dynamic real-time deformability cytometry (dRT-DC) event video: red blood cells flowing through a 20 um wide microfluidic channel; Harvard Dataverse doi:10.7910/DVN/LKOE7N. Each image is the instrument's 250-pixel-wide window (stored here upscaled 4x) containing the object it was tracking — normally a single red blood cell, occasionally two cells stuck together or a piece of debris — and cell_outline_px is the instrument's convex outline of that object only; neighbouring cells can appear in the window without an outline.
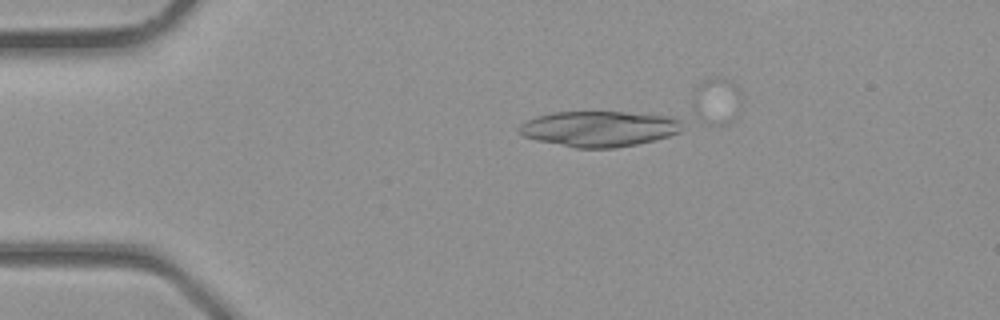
{"species": "common noctule bat (a hibernating species)", "species_latin": "Nyctalus noctula", "temperature_condition": "room temperature", "stored_images_in_passage": 7, "camera_frame_rate_fps": 3000, "um_per_image_px": 0.085, "animal": {"sex": "male", "body_mass_g": 23.1, "forearm_length_mm": 52.7}, "frame": {"image": 1, "passage_image": 3, "time_ms": 0.667, "image_size_px": [1000, 320], "cell_outline_px": [[680, 132], [668, 136], [636, 144], [616, 148], [576, 148], [536, 140], [524, 136], [520, 132], [520, 124], [536, 116], [552, 112], [624, 112], [672, 116], [680, 120]], "centroid_in_image_um": [50.92, 10.94], "position_along_channel_um": 34.1, "area_um2": 33.64}}
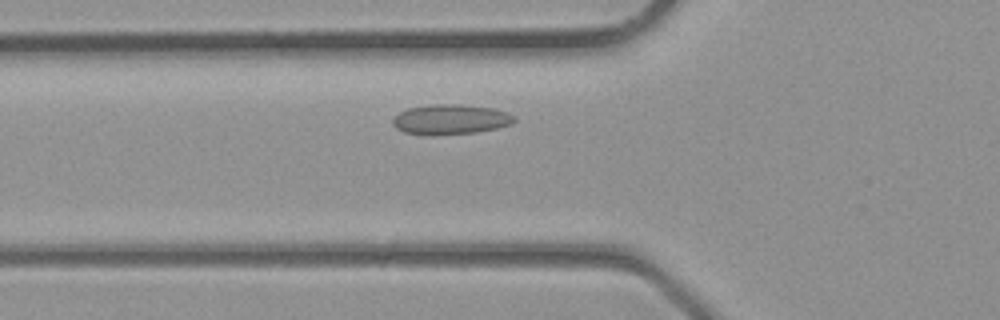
{"frame": {"image": 2, "passage_image": 6, "time_ms": 1.667, "image_size_px": [1000, 320], "cell_outline_px": [[516, 120], [512, 124], [496, 128], [476, 132], [404, 132], [396, 128], [392, 124], [392, 120], [400, 112], [408, 108], [432, 104], [460, 104], [492, 108], [508, 112], [516, 116]], "centroid_in_image_um": [38.37, 10.09], "position_along_channel_um": 87.4, "area_um2": 20.4}}